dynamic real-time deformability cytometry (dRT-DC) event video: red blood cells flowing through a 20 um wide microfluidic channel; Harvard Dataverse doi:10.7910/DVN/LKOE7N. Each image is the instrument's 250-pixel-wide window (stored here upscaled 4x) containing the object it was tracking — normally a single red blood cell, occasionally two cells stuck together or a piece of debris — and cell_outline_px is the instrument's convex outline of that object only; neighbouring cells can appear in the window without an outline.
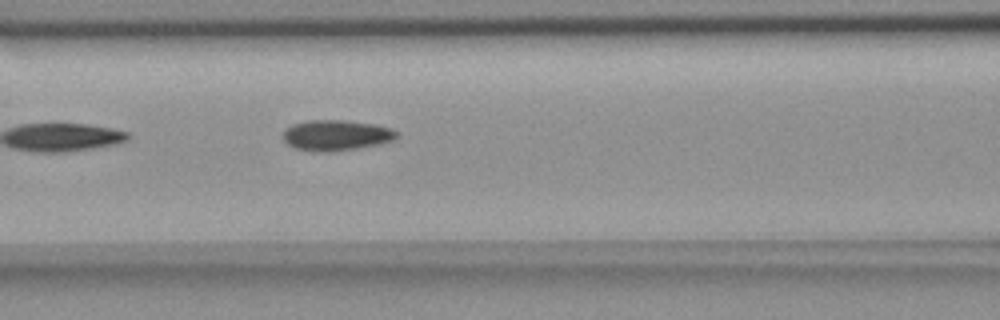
{"species": "common noctule bat (a hibernating species)", "species_latin": "Nyctalus noctula", "temperature_condition": "room temperature", "stored_images_in_passage": 4, "camera_frame_rate_fps": 3000, "um_per_image_px": 0.085, "animal": {"sex": "female", "body_mass_g": 18.4}, "frame": {"image": 1, "passage_image": 4, "time_ms": 1.0, "image_size_px": [1000, 320], "cell_outline_px": [[396, 136], [392, 140], [380, 144], [332, 152], [312, 152], [296, 148], [288, 144], [284, 140], [284, 132], [292, 124], [308, 120], [340, 120], [372, 124], [392, 128], [396, 132]], "centroid_in_image_um": [28.55, 11.51], "position_along_channel_um": 138.1, "area_um2": 20.06}}